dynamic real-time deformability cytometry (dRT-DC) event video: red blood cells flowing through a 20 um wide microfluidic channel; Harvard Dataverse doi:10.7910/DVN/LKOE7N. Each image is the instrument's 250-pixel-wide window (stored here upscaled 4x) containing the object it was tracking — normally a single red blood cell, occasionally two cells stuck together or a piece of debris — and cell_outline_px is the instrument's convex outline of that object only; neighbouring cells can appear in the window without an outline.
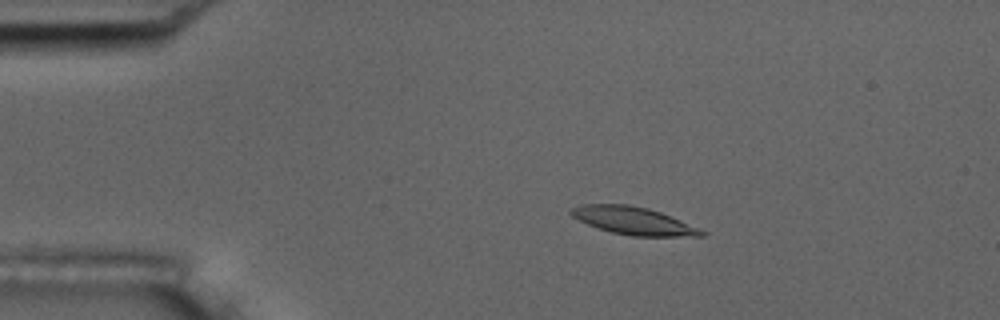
{"species": "common noctule bat (a hibernating species)", "species_latin": "Nyctalus noctula", "temperature_condition": "room temperature", "stored_images_in_passage": 47, "camera_frame_rate_fps": 3000, "um_per_image_px": 0.085, "animal": {"sex": "male", "body_mass_g": 17.5, "forearm_length_mm": 52.3}, "frame": {"image": 1, "passage_image": 1, "time_ms": 0.0, "image_size_px": [1000, 320], "cell_outline_px": [[708, 232], [704, 236], [632, 236], [612, 232], [596, 228], [572, 216], [568, 212], [572, 208], [580, 204], [628, 204], [648, 208], [660, 212], [680, 220]], "centroid_in_image_um": [53.83, 18.76], "position_along_channel_um": 31.2, "area_um2": 20.98}}
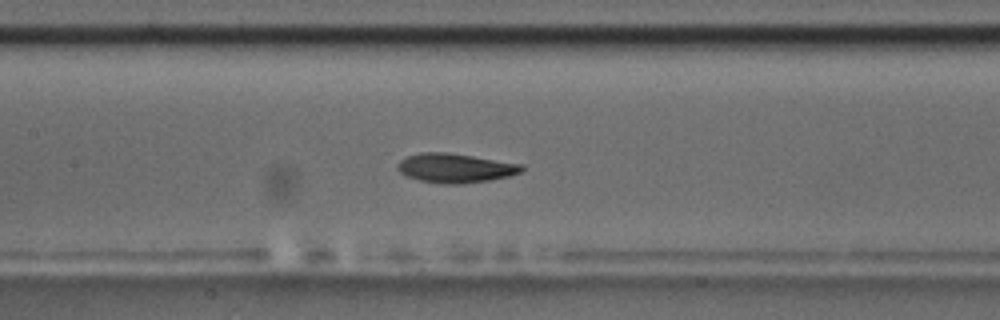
{"frame": {"image": 2, "passage_image": 17, "time_ms": 5.333, "image_size_px": [1000, 320], "cell_outline_px": [[524, 168], [520, 172], [508, 176], [492, 180], [460, 184], [444, 184], [420, 180], [408, 176], [400, 172], [396, 168], [396, 164], [400, 160], [408, 156], [420, 152], [448, 152], [524, 164]], "centroid_in_image_um": [38.7, 14.28], "position_along_channel_um": 168.7, "area_um2": 21.21}}
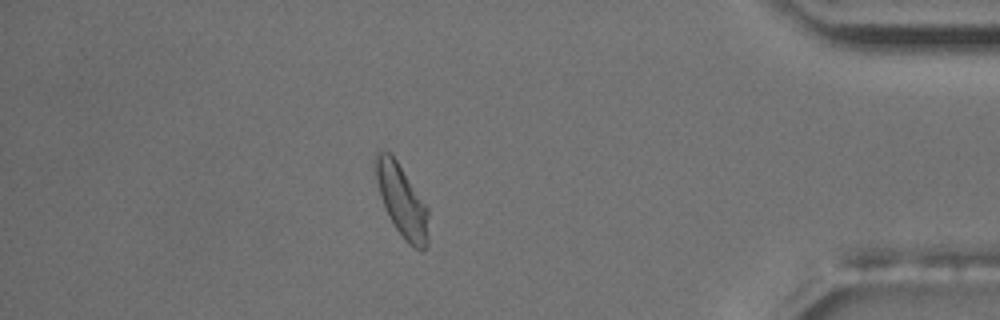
{"frame": {"image": 3, "passage_image": 40, "time_ms": 13.0, "image_size_px": [1000, 320], "cell_outline_px": [[428, 244], [420, 252], [408, 244], [396, 228], [388, 216], [380, 196], [376, 180], [376, 152], [388, 152], [396, 160], [428, 208]], "centroid_in_image_um": [34.18, 17.14], "position_along_channel_um": 401.0, "area_um2": 21.73}, "authors_computed_cell_mechanics": {"area_um2": 20.9814, "velocity_mm_per_s": 3.5435, "shape_relaxation_time_tau1_ms": 3.7725, "shape_relaxation_time_tau2_ms": 2.1211, "deformation_change_tau1": 0.1524, "deformation_change_tau2": 0.0821}}